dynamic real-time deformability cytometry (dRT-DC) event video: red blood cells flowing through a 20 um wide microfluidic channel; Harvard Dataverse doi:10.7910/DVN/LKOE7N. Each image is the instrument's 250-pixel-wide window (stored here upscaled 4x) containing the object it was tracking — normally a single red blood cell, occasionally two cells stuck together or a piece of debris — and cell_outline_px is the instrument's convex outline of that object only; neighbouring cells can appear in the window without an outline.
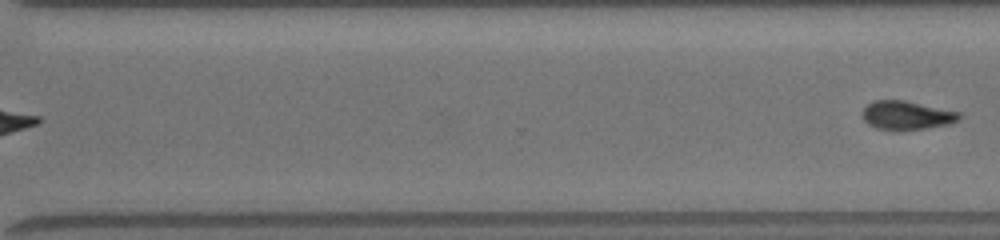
{"species": "common noctule bat (a hibernating species)", "species_latin": "Nyctalus noctula", "temperature_condition": "room temperature", "stored_images_in_passage": 51, "segment_of_instrument_passage": [2, 2], "camera_frame_rate_fps": 3000, "um_per_image_px": 0.085, "animal": {"sex": "female", "body_mass_g": 19.5, "forearm_length_mm": 54.1}, "frame": {"image": 1, "passage_image": 51, "time_ms": 11.667, "image_size_px": [1000, 240], "cell_outline_px": [[960, 120], [948, 124], [928, 128], [900, 132], [876, 128], [868, 124], [860, 116], [860, 112], [872, 100], [904, 100], [960, 112]], "centroid_in_image_um": [77.02, 9.82], "position_along_channel_um": 293.6, "area_um2": 16.65}}